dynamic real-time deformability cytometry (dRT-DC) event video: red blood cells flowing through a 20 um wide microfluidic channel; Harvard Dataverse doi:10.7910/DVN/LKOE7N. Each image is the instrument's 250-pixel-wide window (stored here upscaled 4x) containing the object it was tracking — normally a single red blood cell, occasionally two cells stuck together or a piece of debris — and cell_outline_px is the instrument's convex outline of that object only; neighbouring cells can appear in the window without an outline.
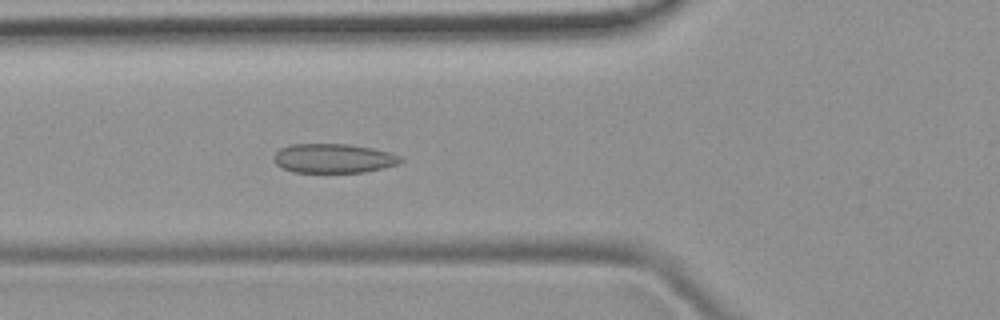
{"species": "common noctule bat (a hibernating species)", "species_latin": "Nyctalus noctula", "temperature_condition": "room temperature", "stored_images_in_passage": 44, "camera_frame_rate_fps": 3000, "um_per_image_px": 0.085, "animal": {"sex": "female", "body_mass_g": 19.9}, "frame": {"image": 1, "passage_image": 18, "time_ms": 5.667, "image_size_px": [1000, 320], "cell_outline_px": [[404, 160], [396, 164], [384, 168], [364, 172], [292, 172], [276, 164], [272, 160], [276, 152], [280, 148], [292, 144], [348, 144], [372, 148], [388, 152], [400, 156]], "centroid_in_image_um": [28.33, 13.46], "position_along_channel_um": 97.5, "area_um2": 21.56}}
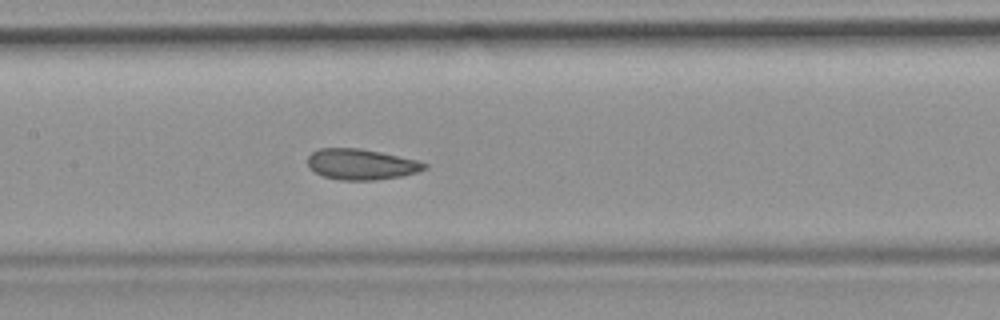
{"frame": {"image": 2, "passage_image": 24, "time_ms": 7.667, "image_size_px": [1000, 320], "cell_outline_px": [[428, 168], [416, 172], [400, 176], [376, 180], [340, 180], [324, 176], [308, 168], [308, 156], [312, 152], [320, 148], [360, 148], [380, 152], [416, 160], [428, 164]], "centroid_in_image_um": [30.69, 13.96], "position_along_channel_um": 176.7, "area_um2": 20.81}}
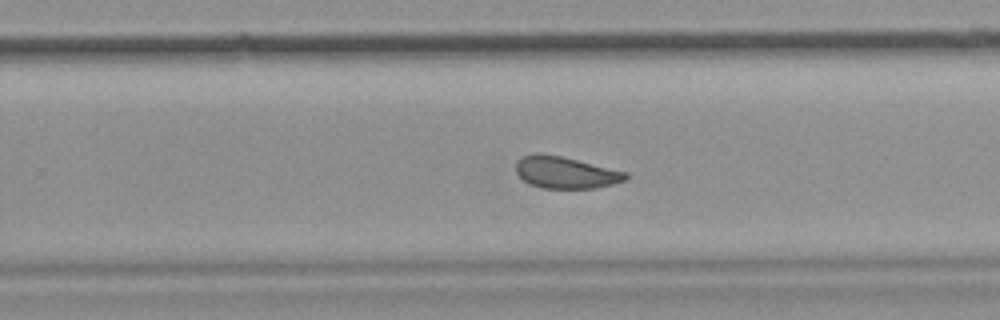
{"frame": {"image": 3, "passage_image": 32, "time_ms": 10.333, "image_size_px": [1000, 320], "cell_outline_px": [[628, 180], [612, 184], [592, 188], [540, 188], [528, 184], [516, 172], [516, 160], [524, 156], [536, 152], [544, 152], [628, 172]], "centroid_in_image_um": [48.06, 14.65], "position_along_channel_um": 281.7, "area_um2": 20.52}, "authors_computed_cell_mechanics": {"area_um2": 22.5998, "velocity_mm_per_s": 3.948, "shape_relaxation_time_tau1_ms": 9.5312, "shape_relaxation_time_tau2_ms": 1.4716, "deformation_change_tau1": 0.1434, "deformation_change_tau2": 0.0601}}